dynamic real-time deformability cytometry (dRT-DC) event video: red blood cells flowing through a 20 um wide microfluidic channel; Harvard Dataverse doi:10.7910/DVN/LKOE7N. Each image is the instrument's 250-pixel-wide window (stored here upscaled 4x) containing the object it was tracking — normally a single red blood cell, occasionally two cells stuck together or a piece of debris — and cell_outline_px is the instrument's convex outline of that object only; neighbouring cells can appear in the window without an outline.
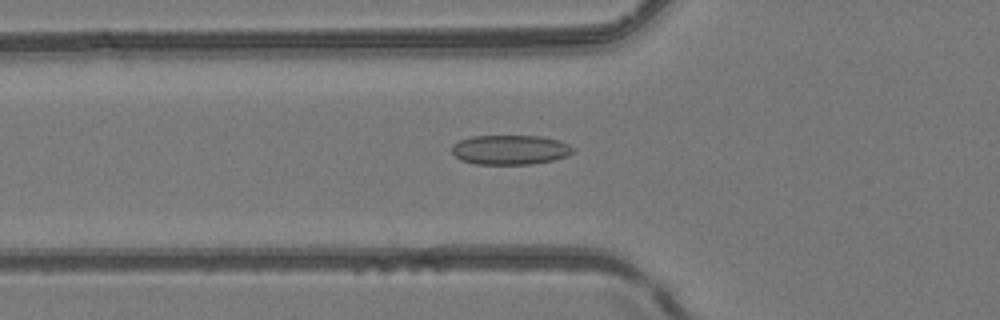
{"species": "common noctule bat (a hibernating species)", "species_latin": "Nyctalus noctula", "temperature_condition": "room temperature", "stored_images_in_passage": 49, "camera_frame_rate_fps": 3000, "um_per_image_px": 0.085, "animal": {"sex": "female", "body_mass_g": 24.6, "forearm_length_mm": 56.2}, "frame": {"image": 1, "passage_image": 19, "time_ms": 6.0, "image_size_px": [1000, 320], "cell_outline_px": [[576, 148], [568, 156], [552, 160], [532, 164], [476, 164], [460, 160], [452, 152], [452, 144], [460, 140], [472, 136], [540, 136], [560, 140]], "centroid_in_image_um": [43.38, 12.73], "position_along_channel_um": 82.4, "area_um2": 20.98}}
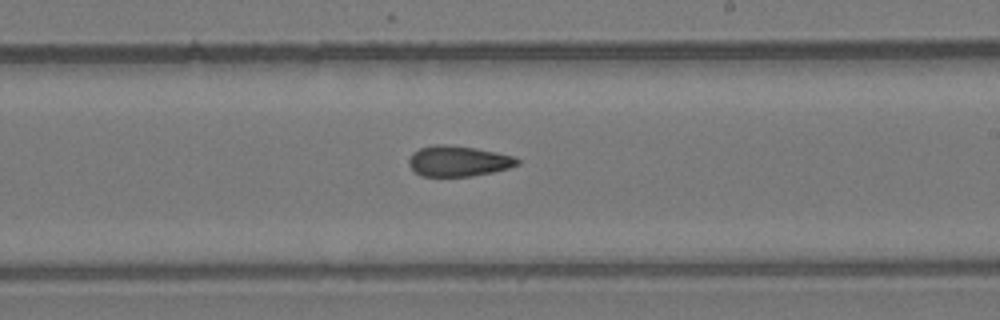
{"frame": {"image": 2, "passage_image": 31, "time_ms": 10.0, "image_size_px": [1000, 320], "cell_outline_px": [[520, 164], [508, 168], [492, 172], [472, 176], [420, 176], [408, 164], [408, 160], [412, 152], [420, 148], [436, 144], [444, 144], [476, 148], [516, 156], [520, 160]], "centroid_in_image_um": [38.97, 13.69], "position_along_channel_um": 250.0, "area_um2": 19.42}}
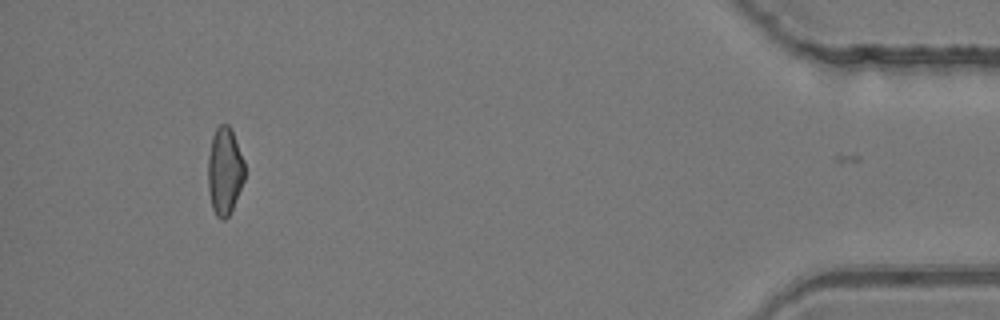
{"frame": {"image": 3, "passage_image": 48, "time_ms": 15.667, "image_size_px": [1000, 320], "cell_outline_px": [[244, 180], [232, 208], [228, 216], [224, 220], [220, 220], [216, 216], [212, 208], [208, 188], [208, 156], [212, 136], [216, 128], [220, 124], [228, 124], [232, 132], [244, 160]], "centroid_in_image_um": [19.08, 14.55], "position_along_channel_um": 416.1, "area_um2": 18.55}, "authors_computed_cell_mechanics": {"area_um2": 19.9988, "velocity_mm_per_s": 4.164, "shape_relaxation_time_tau1_ms": null, "shape_relaxation_time_tau2_ms": 4.4528, "deformation_change_tau1": null, "deformation_change_tau2": 0.118}}